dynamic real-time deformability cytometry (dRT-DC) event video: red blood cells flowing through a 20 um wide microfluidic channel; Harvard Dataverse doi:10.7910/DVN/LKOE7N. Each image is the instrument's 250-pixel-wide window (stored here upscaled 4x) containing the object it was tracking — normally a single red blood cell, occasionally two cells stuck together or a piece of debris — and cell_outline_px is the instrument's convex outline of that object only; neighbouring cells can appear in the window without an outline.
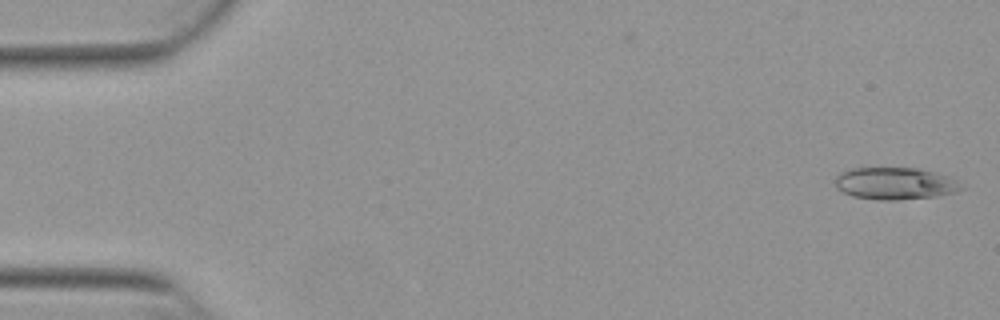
{"species": "Egyptian fruit bat (a non-hibernating species)", "species_latin": "Rousettus aegyptiacus", "temperature_condition": "warm", "stored_images_in_passage": 15, "camera_frame_rate_fps": 3000, "um_per_image_px": 0.085, "animal": {"sex": "female"}, "frame": {"image": 1, "passage_image": 1, "time_ms": 0.0, "image_size_px": [1000, 320], "cell_outline_px": [[964, 188], [956, 192], [936, 196], [896, 200], [880, 200], [852, 196], [836, 188], [836, 176], [840, 172], [852, 168], [920, 168], [936, 172], [948, 176], [956, 180]], "centroid_in_image_um": [76.09, 15.59], "position_along_channel_um": 8.9, "area_um2": 23.64}}
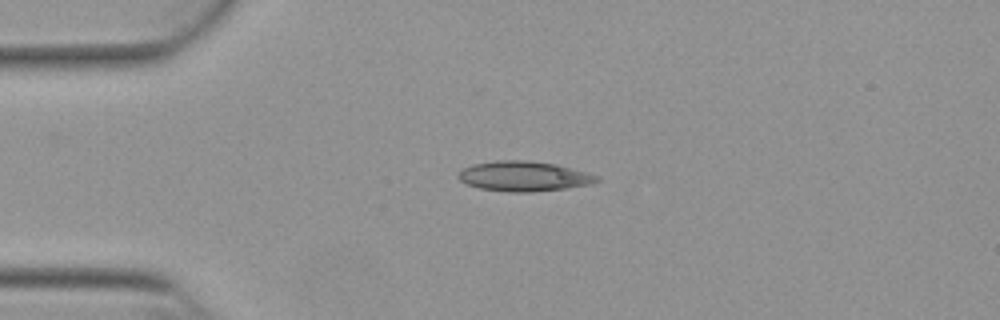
{"frame": {"image": 2, "passage_image": 12, "time_ms": 3.667, "image_size_px": [1000, 320], "cell_outline_px": [[600, 180], [592, 184], [568, 188], [532, 192], [508, 192], [480, 188], [464, 184], [456, 176], [464, 168], [472, 164], [496, 160], [528, 160], [556, 164], [588, 172], [600, 176]], "centroid_in_image_um": [44.55, 14.98], "position_along_channel_um": 40.5, "area_um2": 24.51}}